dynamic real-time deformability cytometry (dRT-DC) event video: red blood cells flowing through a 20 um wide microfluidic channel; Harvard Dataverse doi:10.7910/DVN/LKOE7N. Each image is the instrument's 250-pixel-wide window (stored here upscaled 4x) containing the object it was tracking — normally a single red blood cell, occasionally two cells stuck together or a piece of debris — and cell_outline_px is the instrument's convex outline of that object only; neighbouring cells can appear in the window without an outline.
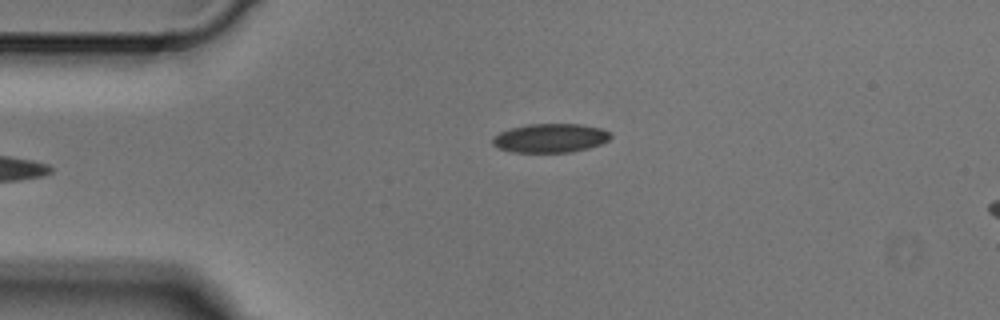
{"species": "Egyptian fruit bat (a non-hibernating species)", "species_latin": "Rousettus aegyptiacus", "temperature_condition": "cold", "stored_images_in_passage": 7, "camera_frame_rate_fps": 3000, "um_per_image_px": 0.085, "animal": {"sex": "male"}, "frame": {"image": 1, "passage_image": 3, "time_ms": 0.667, "image_size_px": [1000, 320], "cell_outline_px": [[612, 136], [608, 140], [600, 144], [588, 148], [572, 152], [512, 152], [500, 148], [492, 144], [492, 136], [508, 128], [528, 124], [584, 124], [600, 128], [612, 132]], "centroid_in_image_um": [46.78, 11.72], "position_along_channel_um": 38.2, "area_um2": 20.06}}
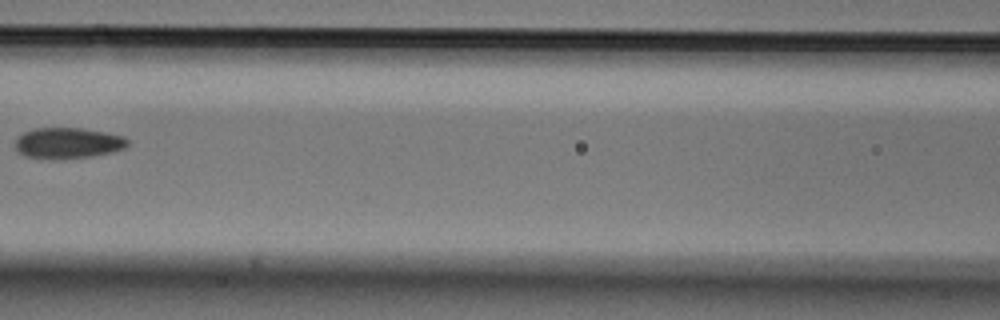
{"frame": {"image": 2, "passage_image": 6, "time_ms": 1.667, "image_size_px": [1000, 320], "cell_outline_px": [[128, 144], [124, 148], [112, 152], [92, 156], [24, 156], [16, 148], [16, 136], [24, 132], [36, 128], [80, 128], [104, 132], [124, 136], [128, 140]], "centroid_in_image_um": [5.8, 12.1], "position_along_channel_um": 160.8, "area_um2": 19.31}}
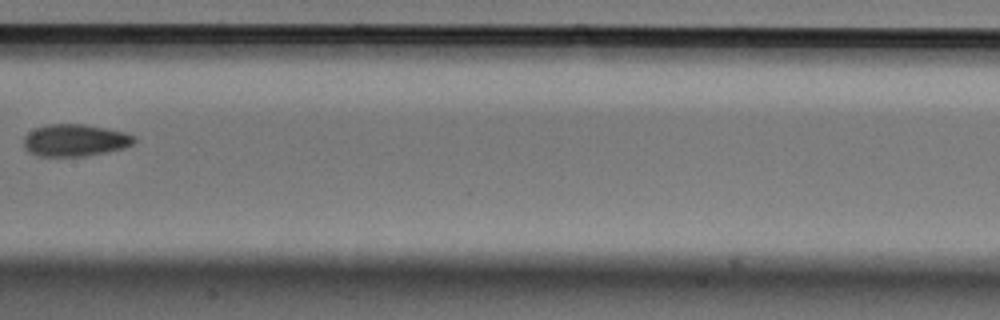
{"frame": {"image": 3, "passage_image": 7, "time_ms": 2.0, "image_size_px": [1000, 320], "cell_outline_px": [[136, 140], [132, 144], [124, 148], [84, 156], [36, 156], [28, 152], [24, 148], [24, 136], [28, 132], [36, 128], [48, 124], [84, 124], [124, 132], [136, 136]], "centroid_in_image_um": [6.35, 11.92], "position_along_channel_um": 201.1, "area_um2": 20.63}}